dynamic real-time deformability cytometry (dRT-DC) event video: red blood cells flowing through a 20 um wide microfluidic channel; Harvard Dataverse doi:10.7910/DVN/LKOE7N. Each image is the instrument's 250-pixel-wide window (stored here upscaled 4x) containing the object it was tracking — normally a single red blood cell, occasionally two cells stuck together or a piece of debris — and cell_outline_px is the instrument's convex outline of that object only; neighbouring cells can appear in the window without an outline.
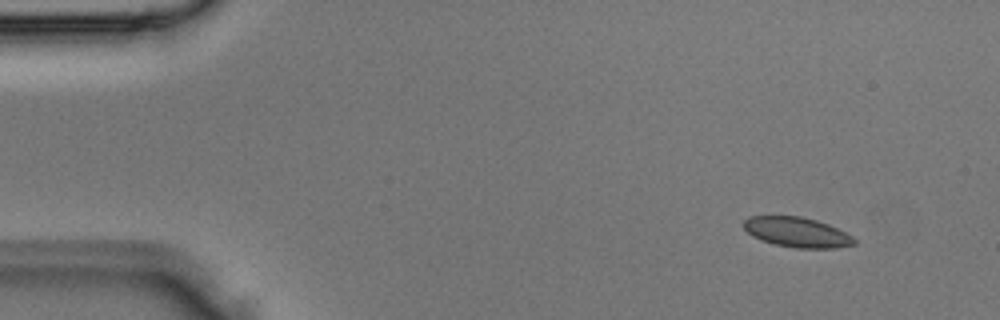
{"species": "Egyptian fruit bat (a non-hibernating species)", "species_latin": "Rousettus aegyptiacus", "temperature_condition": "room temperature", "stored_images_in_passage": 4, "camera_frame_rate_fps": 3000, "um_per_image_px": 0.085, "animal": {"sex": "male"}, "frame": {"image": 1, "passage_image": 1, "time_ms": 0.0, "image_size_px": [1000, 320], "cell_outline_px": [[856, 244], [836, 248], [796, 248], [776, 244], [752, 236], [744, 228], [744, 220], [748, 216], [800, 216], [816, 220], [828, 224], [852, 236], [856, 240]], "centroid_in_image_um": [67.76, 19.73], "position_along_channel_um": 17.2, "area_um2": 19.13}}